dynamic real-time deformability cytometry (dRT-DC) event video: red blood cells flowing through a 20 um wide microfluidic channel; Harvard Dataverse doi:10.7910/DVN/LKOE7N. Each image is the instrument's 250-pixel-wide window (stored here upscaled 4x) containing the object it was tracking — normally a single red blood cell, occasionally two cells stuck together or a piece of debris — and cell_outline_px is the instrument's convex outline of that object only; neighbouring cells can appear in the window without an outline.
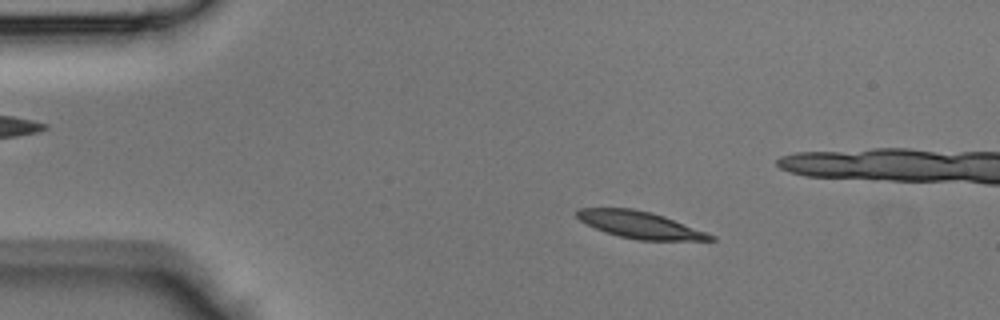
{"species": "Egyptian fruit bat (a non-hibernating species)", "species_latin": "Rousettus aegyptiacus", "temperature_condition": "room temperature", "stored_images_in_passage": 46, "camera_frame_rate_fps": 3000, "um_per_image_px": 0.085, "animal": {"sex": "male"}, "frame": {"image": 1, "passage_image": 8, "time_ms": 2.333, "image_size_px": [1000, 320], "cell_outline_px": [[716, 240], [636, 240], [604, 232], [580, 220], [576, 216], [576, 212], [580, 208], [632, 208], [652, 212], [664, 216], [716, 236]], "centroid_in_image_um": [54.4, 19.11], "position_along_channel_um": 30.6, "area_um2": 20.75}}
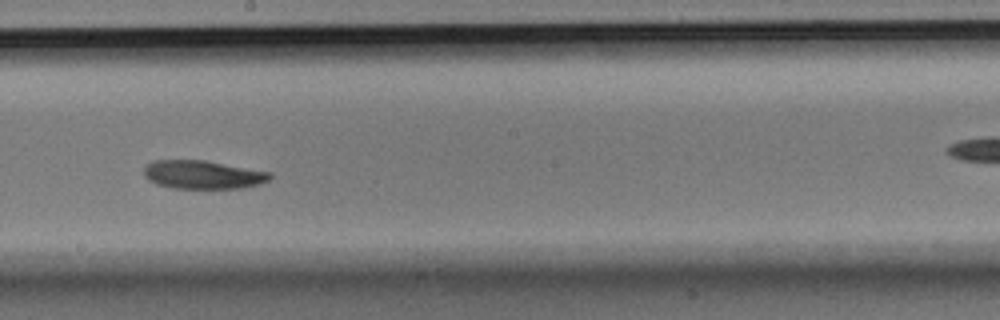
{"frame": {"image": 2, "passage_image": 25, "time_ms": 8.0, "image_size_px": [1000, 320], "cell_outline_px": [[272, 176], [268, 180], [260, 184], [244, 188], [172, 188], [156, 184], [148, 180], [144, 176], [144, 168], [152, 160], [204, 160], [272, 172]], "centroid_in_image_um": [17.24, 14.84], "position_along_channel_um": 231.0, "area_um2": 20.98}}
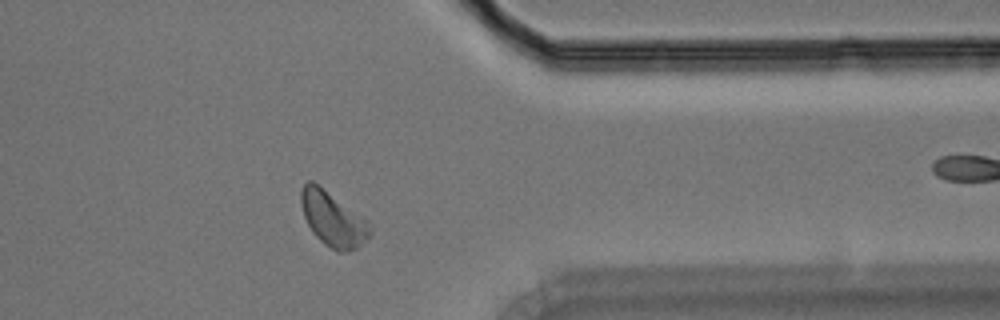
{"frame": {"image": 3, "passage_image": 36, "time_ms": 11.667, "image_size_px": [1000, 320], "cell_outline_px": [[372, 232], [356, 248], [348, 252], [336, 252], [324, 244], [312, 232], [304, 216], [300, 204], [300, 188], [308, 180], [312, 180], [368, 220], [372, 224]], "centroid_in_image_um": [28.28, 18.61], "position_along_channel_um": 383.1, "area_um2": 22.02}}